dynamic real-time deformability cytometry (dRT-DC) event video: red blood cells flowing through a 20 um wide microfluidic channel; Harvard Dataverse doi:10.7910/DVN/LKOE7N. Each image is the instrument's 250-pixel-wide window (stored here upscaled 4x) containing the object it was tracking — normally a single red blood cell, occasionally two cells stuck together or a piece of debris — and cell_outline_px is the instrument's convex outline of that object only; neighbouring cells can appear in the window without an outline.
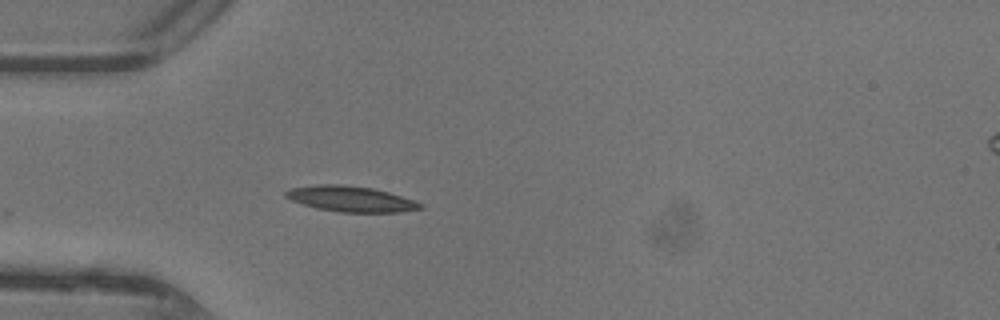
{"species": "common noctule bat (a hibernating species)", "species_latin": "Nyctalus noctula", "temperature_condition": "warm", "stored_images_in_passage": 38, "camera_frame_rate_fps": 3000, "um_per_image_px": 0.085, "animal": {"sex": "female"}, "frame": {"image": 1, "passage_image": 5, "time_ms": 1.333, "image_size_px": [1000, 320], "cell_outline_px": [[424, 208], [400, 212], [340, 212], [316, 208], [292, 200], [284, 196], [284, 192], [292, 188], [320, 184], [344, 184], [372, 188], [388, 192], [424, 204]], "centroid_in_image_um": [29.83, 16.91], "position_along_channel_um": 55.2, "area_um2": 19.94}}
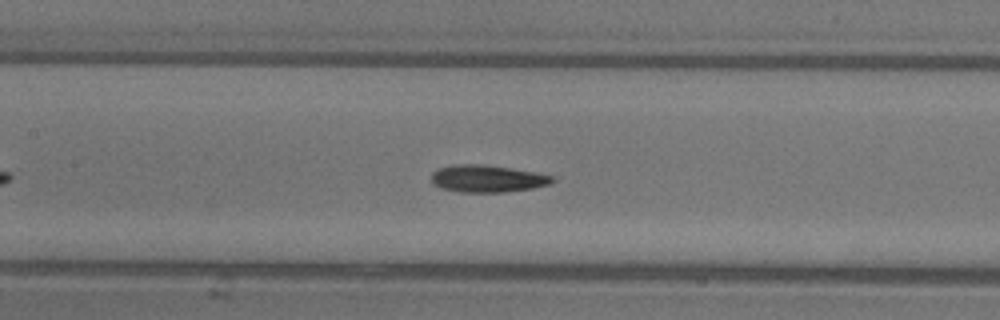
{"frame": {"image": 2, "passage_image": 13, "time_ms": 4.0, "image_size_px": [1000, 320], "cell_outline_px": [[556, 180], [552, 184], [532, 188], [504, 192], [460, 192], [440, 188], [432, 184], [432, 172], [436, 168], [452, 164], [484, 164], [512, 168], [536, 172], [552, 176]], "centroid_in_image_um": [41.41, 15.17], "position_along_channel_um": 166.0, "area_um2": 19.48}}
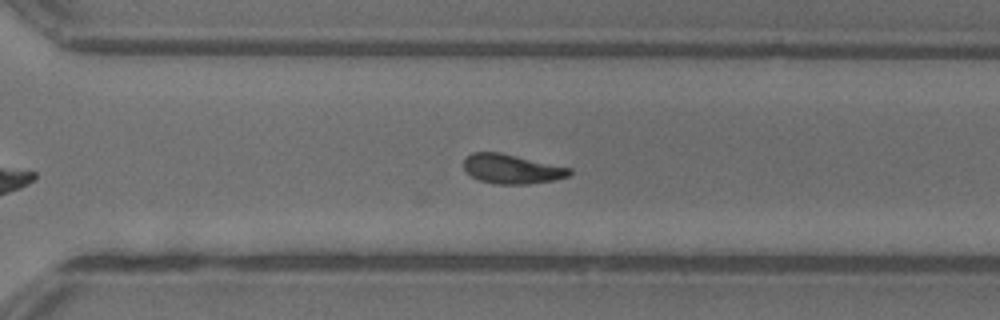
{"frame": {"image": 3, "passage_image": 24, "time_ms": 7.667, "image_size_px": [1000, 320], "cell_outline_px": [[572, 172], [568, 176], [552, 180], [528, 184], [496, 184], [480, 180], [472, 176], [464, 168], [464, 160], [472, 152], [500, 152], [572, 168]], "centroid_in_image_um": [43.51, 14.35], "position_along_channel_um": 327.1, "area_um2": 17.98}, "authors_computed_cell_mechanics": {"area_um2": 18.4382, "velocity_mm_per_s": 4.4189, "shape_relaxation_time_tau1_ms": 5.4451, "shape_relaxation_time_tau2_ms": 3.2966, "deformation_change_tau1": 0.171, "deformation_change_tau2": 0.1014}}